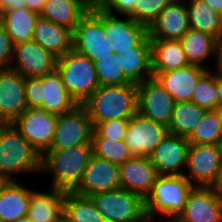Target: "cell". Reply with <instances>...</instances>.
<instances>
[{
  "label": "cell",
  "instance_id": "cell-27",
  "mask_svg": "<svg viewBox=\"0 0 222 222\" xmlns=\"http://www.w3.org/2000/svg\"><path fill=\"white\" fill-rule=\"evenodd\" d=\"M90 7L86 0H47L39 15L74 30Z\"/></svg>",
  "mask_w": 222,
  "mask_h": 222
},
{
  "label": "cell",
  "instance_id": "cell-10",
  "mask_svg": "<svg viewBox=\"0 0 222 222\" xmlns=\"http://www.w3.org/2000/svg\"><path fill=\"white\" fill-rule=\"evenodd\" d=\"M58 115L43 107L27 109L12 124L42 156L51 146Z\"/></svg>",
  "mask_w": 222,
  "mask_h": 222
},
{
  "label": "cell",
  "instance_id": "cell-22",
  "mask_svg": "<svg viewBox=\"0 0 222 222\" xmlns=\"http://www.w3.org/2000/svg\"><path fill=\"white\" fill-rule=\"evenodd\" d=\"M66 191L50 187L49 190L31 189L28 218L32 222H64Z\"/></svg>",
  "mask_w": 222,
  "mask_h": 222
},
{
  "label": "cell",
  "instance_id": "cell-25",
  "mask_svg": "<svg viewBox=\"0 0 222 222\" xmlns=\"http://www.w3.org/2000/svg\"><path fill=\"white\" fill-rule=\"evenodd\" d=\"M124 75L132 83H141L153 77L151 40L148 35L133 50L118 54Z\"/></svg>",
  "mask_w": 222,
  "mask_h": 222
},
{
  "label": "cell",
  "instance_id": "cell-1",
  "mask_svg": "<svg viewBox=\"0 0 222 222\" xmlns=\"http://www.w3.org/2000/svg\"><path fill=\"white\" fill-rule=\"evenodd\" d=\"M40 153L12 123H0V176L5 181L20 180L22 174L41 173Z\"/></svg>",
  "mask_w": 222,
  "mask_h": 222
},
{
  "label": "cell",
  "instance_id": "cell-45",
  "mask_svg": "<svg viewBox=\"0 0 222 222\" xmlns=\"http://www.w3.org/2000/svg\"><path fill=\"white\" fill-rule=\"evenodd\" d=\"M215 58V68H214V72L217 75L222 76V44L218 41L217 43V47H216V56Z\"/></svg>",
  "mask_w": 222,
  "mask_h": 222
},
{
  "label": "cell",
  "instance_id": "cell-46",
  "mask_svg": "<svg viewBox=\"0 0 222 222\" xmlns=\"http://www.w3.org/2000/svg\"><path fill=\"white\" fill-rule=\"evenodd\" d=\"M203 2L222 15V0H203Z\"/></svg>",
  "mask_w": 222,
  "mask_h": 222
},
{
  "label": "cell",
  "instance_id": "cell-55",
  "mask_svg": "<svg viewBox=\"0 0 222 222\" xmlns=\"http://www.w3.org/2000/svg\"><path fill=\"white\" fill-rule=\"evenodd\" d=\"M219 42L222 44V35H221V38H220Z\"/></svg>",
  "mask_w": 222,
  "mask_h": 222
},
{
  "label": "cell",
  "instance_id": "cell-16",
  "mask_svg": "<svg viewBox=\"0 0 222 222\" xmlns=\"http://www.w3.org/2000/svg\"><path fill=\"white\" fill-rule=\"evenodd\" d=\"M120 186L119 165L92 155L84 170L81 182L73 192L82 196H90Z\"/></svg>",
  "mask_w": 222,
  "mask_h": 222
},
{
  "label": "cell",
  "instance_id": "cell-49",
  "mask_svg": "<svg viewBox=\"0 0 222 222\" xmlns=\"http://www.w3.org/2000/svg\"><path fill=\"white\" fill-rule=\"evenodd\" d=\"M91 6L102 5L105 0H86Z\"/></svg>",
  "mask_w": 222,
  "mask_h": 222
},
{
  "label": "cell",
  "instance_id": "cell-33",
  "mask_svg": "<svg viewBox=\"0 0 222 222\" xmlns=\"http://www.w3.org/2000/svg\"><path fill=\"white\" fill-rule=\"evenodd\" d=\"M64 222H107L89 196L66 191Z\"/></svg>",
  "mask_w": 222,
  "mask_h": 222
},
{
  "label": "cell",
  "instance_id": "cell-29",
  "mask_svg": "<svg viewBox=\"0 0 222 222\" xmlns=\"http://www.w3.org/2000/svg\"><path fill=\"white\" fill-rule=\"evenodd\" d=\"M152 73L187 67L180 40H151Z\"/></svg>",
  "mask_w": 222,
  "mask_h": 222
},
{
  "label": "cell",
  "instance_id": "cell-35",
  "mask_svg": "<svg viewBox=\"0 0 222 222\" xmlns=\"http://www.w3.org/2000/svg\"><path fill=\"white\" fill-rule=\"evenodd\" d=\"M187 139L190 144L219 145L222 141V132L217 111H207Z\"/></svg>",
  "mask_w": 222,
  "mask_h": 222
},
{
  "label": "cell",
  "instance_id": "cell-30",
  "mask_svg": "<svg viewBox=\"0 0 222 222\" xmlns=\"http://www.w3.org/2000/svg\"><path fill=\"white\" fill-rule=\"evenodd\" d=\"M180 42L189 65H197L207 70L212 69L208 68L205 62L216 56L218 40L215 37L190 28Z\"/></svg>",
  "mask_w": 222,
  "mask_h": 222
},
{
  "label": "cell",
  "instance_id": "cell-14",
  "mask_svg": "<svg viewBox=\"0 0 222 222\" xmlns=\"http://www.w3.org/2000/svg\"><path fill=\"white\" fill-rule=\"evenodd\" d=\"M109 13L103 8V26L105 35L112 43L115 54L133 50L147 35V26L136 22L130 16ZM126 18V19H125Z\"/></svg>",
  "mask_w": 222,
  "mask_h": 222
},
{
  "label": "cell",
  "instance_id": "cell-26",
  "mask_svg": "<svg viewBox=\"0 0 222 222\" xmlns=\"http://www.w3.org/2000/svg\"><path fill=\"white\" fill-rule=\"evenodd\" d=\"M31 187L19 180L5 181L0 187V216L4 222H14L27 216Z\"/></svg>",
  "mask_w": 222,
  "mask_h": 222
},
{
  "label": "cell",
  "instance_id": "cell-2",
  "mask_svg": "<svg viewBox=\"0 0 222 222\" xmlns=\"http://www.w3.org/2000/svg\"><path fill=\"white\" fill-rule=\"evenodd\" d=\"M92 155V144L64 150H47L41 158V174L51 176L50 187L73 191L81 182Z\"/></svg>",
  "mask_w": 222,
  "mask_h": 222
},
{
  "label": "cell",
  "instance_id": "cell-21",
  "mask_svg": "<svg viewBox=\"0 0 222 222\" xmlns=\"http://www.w3.org/2000/svg\"><path fill=\"white\" fill-rule=\"evenodd\" d=\"M208 70L197 66L174 69L161 73H153V77L173 97L175 103L192 100L197 82Z\"/></svg>",
  "mask_w": 222,
  "mask_h": 222
},
{
  "label": "cell",
  "instance_id": "cell-34",
  "mask_svg": "<svg viewBox=\"0 0 222 222\" xmlns=\"http://www.w3.org/2000/svg\"><path fill=\"white\" fill-rule=\"evenodd\" d=\"M92 146L93 155L119 166L133 157L125 140L114 141L104 138L99 136L94 130L92 134Z\"/></svg>",
  "mask_w": 222,
  "mask_h": 222
},
{
  "label": "cell",
  "instance_id": "cell-36",
  "mask_svg": "<svg viewBox=\"0 0 222 222\" xmlns=\"http://www.w3.org/2000/svg\"><path fill=\"white\" fill-rule=\"evenodd\" d=\"M191 101L207 111H213L218 108L216 73L213 69L208 70L199 79Z\"/></svg>",
  "mask_w": 222,
  "mask_h": 222
},
{
  "label": "cell",
  "instance_id": "cell-38",
  "mask_svg": "<svg viewBox=\"0 0 222 222\" xmlns=\"http://www.w3.org/2000/svg\"><path fill=\"white\" fill-rule=\"evenodd\" d=\"M171 1L172 0H137L134 11L130 17L136 22L148 27Z\"/></svg>",
  "mask_w": 222,
  "mask_h": 222
},
{
  "label": "cell",
  "instance_id": "cell-48",
  "mask_svg": "<svg viewBox=\"0 0 222 222\" xmlns=\"http://www.w3.org/2000/svg\"><path fill=\"white\" fill-rule=\"evenodd\" d=\"M215 189L217 191L218 197L220 198V200L222 201V172L220 174L218 183L215 186Z\"/></svg>",
  "mask_w": 222,
  "mask_h": 222
},
{
  "label": "cell",
  "instance_id": "cell-15",
  "mask_svg": "<svg viewBox=\"0 0 222 222\" xmlns=\"http://www.w3.org/2000/svg\"><path fill=\"white\" fill-rule=\"evenodd\" d=\"M25 81L12 69L0 70V123H13L28 109Z\"/></svg>",
  "mask_w": 222,
  "mask_h": 222
},
{
  "label": "cell",
  "instance_id": "cell-17",
  "mask_svg": "<svg viewBox=\"0 0 222 222\" xmlns=\"http://www.w3.org/2000/svg\"><path fill=\"white\" fill-rule=\"evenodd\" d=\"M174 222H222V201L215 187H194Z\"/></svg>",
  "mask_w": 222,
  "mask_h": 222
},
{
  "label": "cell",
  "instance_id": "cell-54",
  "mask_svg": "<svg viewBox=\"0 0 222 222\" xmlns=\"http://www.w3.org/2000/svg\"><path fill=\"white\" fill-rule=\"evenodd\" d=\"M5 182V180L0 176V187Z\"/></svg>",
  "mask_w": 222,
  "mask_h": 222
},
{
  "label": "cell",
  "instance_id": "cell-20",
  "mask_svg": "<svg viewBox=\"0 0 222 222\" xmlns=\"http://www.w3.org/2000/svg\"><path fill=\"white\" fill-rule=\"evenodd\" d=\"M120 168V184L125 190L140 195L144 200L150 195L159 174L149 157H132Z\"/></svg>",
  "mask_w": 222,
  "mask_h": 222
},
{
  "label": "cell",
  "instance_id": "cell-9",
  "mask_svg": "<svg viewBox=\"0 0 222 222\" xmlns=\"http://www.w3.org/2000/svg\"><path fill=\"white\" fill-rule=\"evenodd\" d=\"M93 124L83 105L59 114L52 144L48 150H64L82 144H92Z\"/></svg>",
  "mask_w": 222,
  "mask_h": 222
},
{
  "label": "cell",
  "instance_id": "cell-56",
  "mask_svg": "<svg viewBox=\"0 0 222 222\" xmlns=\"http://www.w3.org/2000/svg\"><path fill=\"white\" fill-rule=\"evenodd\" d=\"M0 222H4V220L2 219V217L0 216Z\"/></svg>",
  "mask_w": 222,
  "mask_h": 222
},
{
  "label": "cell",
  "instance_id": "cell-19",
  "mask_svg": "<svg viewBox=\"0 0 222 222\" xmlns=\"http://www.w3.org/2000/svg\"><path fill=\"white\" fill-rule=\"evenodd\" d=\"M190 143L186 137L168 133L149 156L159 175H184Z\"/></svg>",
  "mask_w": 222,
  "mask_h": 222
},
{
  "label": "cell",
  "instance_id": "cell-50",
  "mask_svg": "<svg viewBox=\"0 0 222 222\" xmlns=\"http://www.w3.org/2000/svg\"><path fill=\"white\" fill-rule=\"evenodd\" d=\"M216 111L218 113V117H219V121H220V128H221V132H222V108H217Z\"/></svg>",
  "mask_w": 222,
  "mask_h": 222
},
{
  "label": "cell",
  "instance_id": "cell-53",
  "mask_svg": "<svg viewBox=\"0 0 222 222\" xmlns=\"http://www.w3.org/2000/svg\"><path fill=\"white\" fill-rule=\"evenodd\" d=\"M219 148H220V152H221V161H222V141L219 143Z\"/></svg>",
  "mask_w": 222,
  "mask_h": 222
},
{
  "label": "cell",
  "instance_id": "cell-40",
  "mask_svg": "<svg viewBox=\"0 0 222 222\" xmlns=\"http://www.w3.org/2000/svg\"><path fill=\"white\" fill-rule=\"evenodd\" d=\"M42 76L28 77L25 81V95L28 109L41 107Z\"/></svg>",
  "mask_w": 222,
  "mask_h": 222
},
{
  "label": "cell",
  "instance_id": "cell-7",
  "mask_svg": "<svg viewBox=\"0 0 222 222\" xmlns=\"http://www.w3.org/2000/svg\"><path fill=\"white\" fill-rule=\"evenodd\" d=\"M107 222H146L145 200L121 186L89 196Z\"/></svg>",
  "mask_w": 222,
  "mask_h": 222
},
{
  "label": "cell",
  "instance_id": "cell-47",
  "mask_svg": "<svg viewBox=\"0 0 222 222\" xmlns=\"http://www.w3.org/2000/svg\"><path fill=\"white\" fill-rule=\"evenodd\" d=\"M216 87L218 92V108H222V76L216 74Z\"/></svg>",
  "mask_w": 222,
  "mask_h": 222
},
{
  "label": "cell",
  "instance_id": "cell-23",
  "mask_svg": "<svg viewBox=\"0 0 222 222\" xmlns=\"http://www.w3.org/2000/svg\"><path fill=\"white\" fill-rule=\"evenodd\" d=\"M32 40L57 59L73 50V30L39 16Z\"/></svg>",
  "mask_w": 222,
  "mask_h": 222
},
{
  "label": "cell",
  "instance_id": "cell-31",
  "mask_svg": "<svg viewBox=\"0 0 222 222\" xmlns=\"http://www.w3.org/2000/svg\"><path fill=\"white\" fill-rule=\"evenodd\" d=\"M191 29L207 33L218 41L222 35V15L203 0H185Z\"/></svg>",
  "mask_w": 222,
  "mask_h": 222
},
{
  "label": "cell",
  "instance_id": "cell-12",
  "mask_svg": "<svg viewBox=\"0 0 222 222\" xmlns=\"http://www.w3.org/2000/svg\"><path fill=\"white\" fill-rule=\"evenodd\" d=\"M175 101L165 88L152 77L138 84V112L168 127Z\"/></svg>",
  "mask_w": 222,
  "mask_h": 222
},
{
  "label": "cell",
  "instance_id": "cell-44",
  "mask_svg": "<svg viewBox=\"0 0 222 222\" xmlns=\"http://www.w3.org/2000/svg\"><path fill=\"white\" fill-rule=\"evenodd\" d=\"M47 0H24L25 7L40 14Z\"/></svg>",
  "mask_w": 222,
  "mask_h": 222
},
{
  "label": "cell",
  "instance_id": "cell-18",
  "mask_svg": "<svg viewBox=\"0 0 222 222\" xmlns=\"http://www.w3.org/2000/svg\"><path fill=\"white\" fill-rule=\"evenodd\" d=\"M189 29L185 0H172L147 27L150 40H180Z\"/></svg>",
  "mask_w": 222,
  "mask_h": 222
},
{
  "label": "cell",
  "instance_id": "cell-28",
  "mask_svg": "<svg viewBox=\"0 0 222 222\" xmlns=\"http://www.w3.org/2000/svg\"><path fill=\"white\" fill-rule=\"evenodd\" d=\"M39 13L27 7L0 12V24L6 29L13 45L32 40Z\"/></svg>",
  "mask_w": 222,
  "mask_h": 222
},
{
  "label": "cell",
  "instance_id": "cell-24",
  "mask_svg": "<svg viewBox=\"0 0 222 222\" xmlns=\"http://www.w3.org/2000/svg\"><path fill=\"white\" fill-rule=\"evenodd\" d=\"M41 107L47 112L65 114L73 111L79 104L69 94L64 86L59 72H53L42 76Z\"/></svg>",
  "mask_w": 222,
  "mask_h": 222
},
{
  "label": "cell",
  "instance_id": "cell-6",
  "mask_svg": "<svg viewBox=\"0 0 222 222\" xmlns=\"http://www.w3.org/2000/svg\"><path fill=\"white\" fill-rule=\"evenodd\" d=\"M73 50L92 61L112 58L115 53L112 43L105 35L103 7L91 6L73 30Z\"/></svg>",
  "mask_w": 222,
  "mask_h": 222
},
{
  "label": "cell",
  "instance_id": "cell-3",
  "mask_svg": "<svg viewBox=\"0 0 222 222\" xmlns=\"http://www.w3.org/2000/svg\"><path fill=\"white\" fill-rule=\"evenodd\" d=\"M93 127L113 119H130L138 112V84L100 86L83 104Z\"/></svg>",
  "mask_w": 222,
  "mask_h": 222
},
{
  "label": "cell",
  "instance_id": "cell-8",
  "mask_svg": "<svg viewBox=\"0 0 222 222\" xmlns=\"http://www.w3.org/2000/svg\"><path fill=\"white\" fill-rule=\"evenodd\" d=\"M221 172L219 145L190 144L184 176L194 187H215Z\"/></svg>",
  "mask_w": 222,
  "mask_h": 222
},
{
  "label": "cell",
  "instance_id": "cell-52",
  "mask_svg": "<svg viewBox=\"0 0 222 222\" xmlns=\"http://www.w3.org/2000/svg\"><path fill=\"white\" fill-rule=\"evenodd\" d=\"M162 219V220H161ZM159 220H161V221H159ZM154 220H147L146 222H153ZM156 221H158V222H162L163 221V217L162 218H158V220H156ZM156 221H154V222H156ZM167 222V221H166ZM168 222H171V221H168Z\"/></svg>",
  "mask_w": 222,
  "mask_h": 222
},
{
  "label": "cell",
  "instance_id": "cell-39",
  "mask_svg": "<svg viewBox=\"0 0 222 222\" xmlns=\"http://www.w3.org/2000/svg\"><path fill=\"white\" fill-rule=\"evenodd\" d=\"M129 119H113L97 123L94 131L101 137L114 141L125 140Z\"/></svg>",
  "mask_w": 222,
  "mask_h": 222
},
{
  "label": "cell",
  "instance_id": "cell-11",
  "mask_svg": "<svg viewBox=\"0 0 222 222\" xmlns=\"http://www.w3.org/2000/svg\"><path fill=\"white\" fill-rule=\"evenodd\" d=\"M168 133L167 126L137 112L129 119L125 143L133 157H149Z\"/></svg>",
  "mask_w": 222,
  "mask_h": 222
},
{
  "label": "cell",
  "instance_id": "cell-32",
  "mask_svg": "<svg viewBox=\"0 0 222 222\" xmlns=\"http://www.w3.org/2000/svg\"><path fill=\"white\" fill-rule=\"evenodd\" d=\"M206 112L192 101L175 103L168 125L169 133L188 138Z\"/></svg>",
  "mask_w": 222,
  "mask_h": 222
},
{
  "label": "cell",
  "instance_id": "cell-37",
  "mask_svg": "<svg viewBox=\"0 0 222 222\" xmlns=\"http://www.w3.org/2000/svg\"><path fill=\"white\" fill-rule=\"evenodd\" d=\"M93 62L100 86H115L132 83L124 75L120 67L118 54H115L109 59H99Z\"/></svg>",
  "mask_w": 222,
  "mask_h": 222
},
{
  "label": "cell",
  "instance_id": "cell-4",
  "mask_svg": "<svg viewBox=\"0 0 222 222\" xmlns=\"http://www.w3.org/2000/svg\"><path fill=\"white\" fill-rule=\"evenodd\" d=\"M194 186L184 175H159L150 195L145 199L146 216L156 215L174 222L184 211L188 195Z\"/></svg>",
  "mask_w": 222,
  "mask_h": 222
},
{
  "label": "cell",
  "instance_id": "cell-5",
  "mask_svg": "<svg viewBox=\"0 0 222 222\" xmlns=\"http://www.w3.org/2000/svg\"><path fill=\"white\" fill-rule=\"evenodd\" d=\"M65 88L79 105L100 87L94 62L74 50L59 57L56 63Z\"/></svg>",
  "mask_w": 222,
  "mask_h": 222
},
{
  "label": "cell",
  "instance_id": "cell-43",
  "mask_svg": "<svg viewBox=\"0 0 222 222\" xmlns=\"http://www.w3.org/2000/svg\"><path fill=\"white\" fill-rule=\"evenodd\" d=\"M25 7L24 0H0V12Z\"/></svg>",
  "mask_w": 222,
  "mask_h": 222
},
{
  "label": "cell",
  "instance_id": "cell-13",
  "mask_svg": "<svg viewBox=\"0 0 222 222\" xmlns=\"http://www.w3.org/2000/svg\"><path fill=\"white\" fill-rule=\"evenodd\" d=\"M57 58L33 40L13 46L10 69L24 78L40 77L56 69Z\"/></svg>",
  "mask_w": 222,
  "mask_h": 222
},
{
  "label": "cell",
  "instance_id": "cell-41",
  "mask_svg": "<svg viewBox=\"0 0 222 222\" xmlns=\"http://www.w3.org/2000/svg\"><path fill=\"white\" fill-rule=\"evenodd\" d=\"M13 46L6 29L0 24V70L10 69Z\"/></svg>",
  "mask_w": 222,
  "mask_h": 222
},
{
  "label": "cell",
  "instance_id": "cell-42",
  "mask_svg": "<svg viewBox=\"0 0 222 222\" xmlns=\"http://www.w3.org/2000/svg\"><path fill=\"white\" fill-rule=\"evenodd\" d=\"M137 0H105L101 5L109 13L119 16H130ZM116 12V13H115Z\"/></svg>",
  "mask_w": 222,
  "mask_h": 222
},
{
  "label": "cell",
  "instance_id": "cell-51",
  "mask_svg": "<svg viewBox=\"0 0 222 222\" xmlns=\"http://www.w3.org/2000/svg\"><path fill=\"white\" fill-rule=\"evenodd\" d=\"M14 222H32V221L28 218V216H24V217H20Z\"/></svg>",
  "mask_w": 222,
  "mask_h": 222
}]
</instances>
